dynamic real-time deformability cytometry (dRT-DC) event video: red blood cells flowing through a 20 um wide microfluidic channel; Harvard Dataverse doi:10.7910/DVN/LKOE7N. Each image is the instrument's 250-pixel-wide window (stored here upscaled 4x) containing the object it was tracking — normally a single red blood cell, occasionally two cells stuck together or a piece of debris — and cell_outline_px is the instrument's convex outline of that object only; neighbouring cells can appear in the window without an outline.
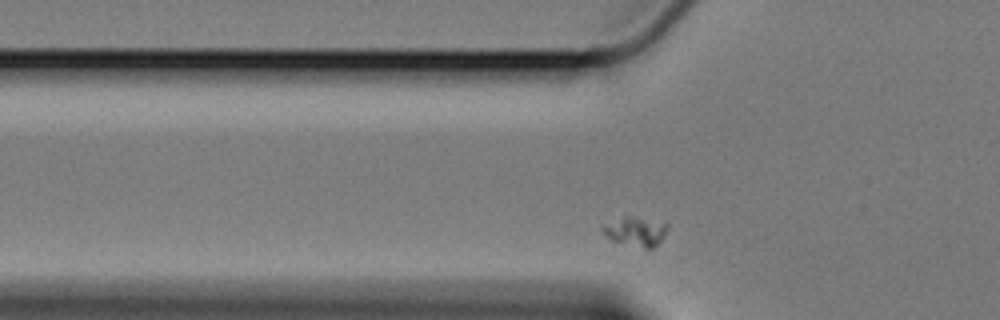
{"species": "Egyptian fruit bat (a non-hibernating species)", "species_latin": "Rousettus aegyptiacus", "temperature_condition": "cold", "stored_images_in_passage": 35, "camera_frame_rate_fps": 3000, "um_per_image_px": 0.085, "animal": {"sex": "female"}, "frame": {"image": 1, "passage_image": 4, "time_ms": 1.0, "image_size_px": [1000, 320], "cell_outline_px": [[668, 228], [664, 236], [652, 248], [644, 248], [612, 240], [600, 228], [604, 224], [624, 216], [632, 216], [668, 224]], "centroid_in_image_um": [54.03, 19.66], "position_along_channel_um": 71.8, "area_um2": 10.69}}
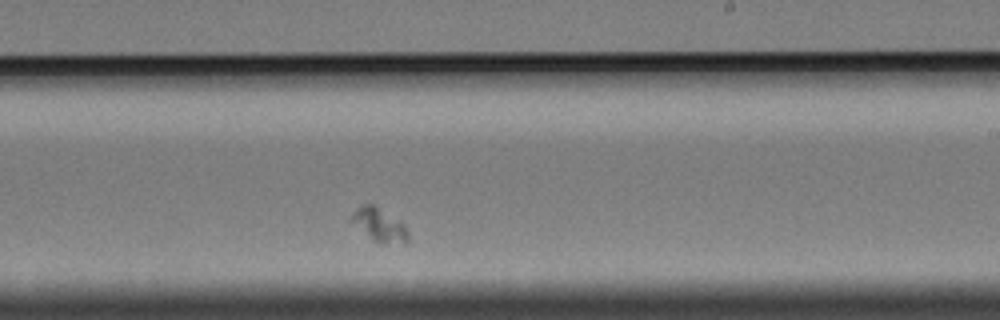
{"frame": {"image": 2, "passage_image": 22, "time_ms": 7.0, "image_size_px": [1000, 320], "cell_outline_px": [[408, 244], [380, 244], [372, 240], [348, 220], [352, 212], [360, 204], [376, 204], [400, 224], [408, 232]], "centroid_in_image_um": [32.17, 19.13], "position_along_channel_um": 256.8, "area_um2": 11.1}}
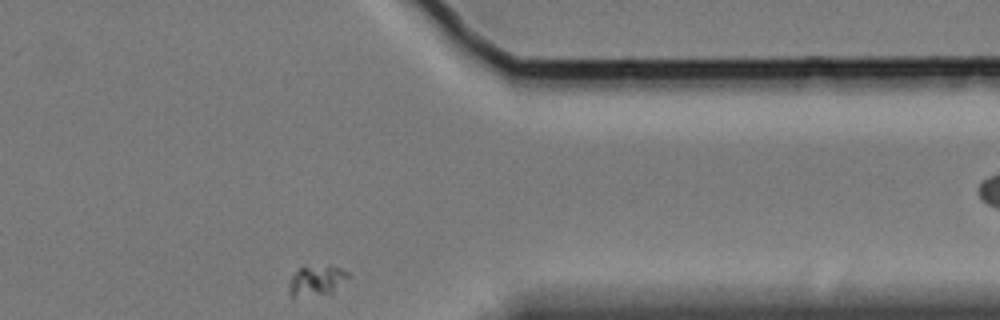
{"frame": {"image": 3, "passage_image": 35, "time_ms": 11.333, "image_size_px": [1000, 320], "cell_outline_px": [[352, 276], [332, 292], [292, 296], [288, 296], [288, 284], [292, 276], [300, 268], [332, 264], [348, 272]], "centroid_in_image_um": [26.95, 23.81], "position_along_channel_um": 384.5, "area_um2": 10.35}}